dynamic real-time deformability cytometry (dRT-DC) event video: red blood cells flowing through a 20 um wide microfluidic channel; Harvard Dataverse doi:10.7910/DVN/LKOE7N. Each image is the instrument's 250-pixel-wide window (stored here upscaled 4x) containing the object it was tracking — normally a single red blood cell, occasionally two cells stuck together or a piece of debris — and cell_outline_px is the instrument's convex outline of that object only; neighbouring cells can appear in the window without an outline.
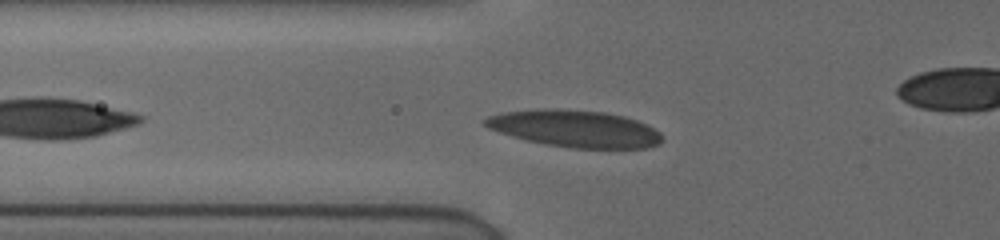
{"species": "human", "species_latin": "Homo sapiens", "temperature_condition": "cold", "stored_images_in_passage": 39, "camera_frame_rate_fps": 3000, "um_per_image_px": 0.085, "donor": {"sex": "female"}, "frame": {"image": 1, "passage_image": 5, "time_ms": 1.333, "image_size_px": [1000, 240], "cell_outline_px": [[664, 140], [660, 144], [648, 148], [568, 148], [524, 140], [488, 128], [480, 120], [488, 116], [504, 112], [544, 108], [556, 108], [604, 112], [624, 116], [636, 120], [660, 132]], "centroid_in_image_um": [48.86, 10.94], "position_along_channel_um": 76.9, "area_um2": 38.32}}
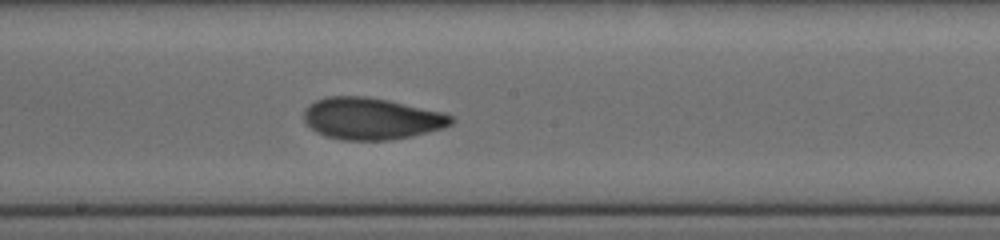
{"frame": {"image": 2, "passage_image": 16, "time_ms": 5.0, "image_size_px": [1000, 240], "cell_outline_px": [[456, 120], [452, 124], [444, 128], [412, 136], [392, 140], [344, 140], [324, 136], [316, 132], [304, 120], [304, 108], [308, 104], [316, 100], [328, 96], [364, 96], [388, 100], [440, 112], [452, 116]], "centroid_in_image_um": [31.55, 10.09], "position_along_channel_um": 216.6, "area_um2": 35.89}}
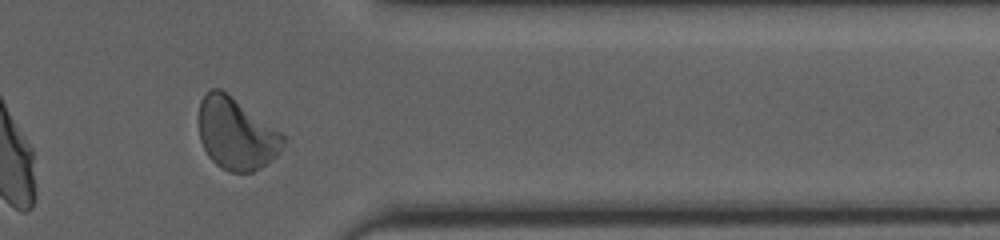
{"frame": {"image": 3, "passage_image": 30, "time_ms": 9.667, "image_size_px": [1000, 240], "cell_outline_px": [[284, 144], [276, 156], [260, 168], [252, 172], [228, 172], [216, 164], [208, 156], [200, 140], [200, 100], [212, 88], [220, 88], [280, 132], [284, 136]], "centroid_in_image_um": [20.07, 11.39], "position_along_channel_um": 391.3, "area_um2": 34.62}, "authors_computed_cell_mechanics": {"area_um2": 34.969, "velocity_mm_per_s": 3.8605, "shape_relaxation_time_tau1_ms": 5.1032, "shape_relaxation_time_tau2_ms": 1.5499, "deformation_change_tau1": 0.1727, "deformation_change_tau2": 0.0671}}